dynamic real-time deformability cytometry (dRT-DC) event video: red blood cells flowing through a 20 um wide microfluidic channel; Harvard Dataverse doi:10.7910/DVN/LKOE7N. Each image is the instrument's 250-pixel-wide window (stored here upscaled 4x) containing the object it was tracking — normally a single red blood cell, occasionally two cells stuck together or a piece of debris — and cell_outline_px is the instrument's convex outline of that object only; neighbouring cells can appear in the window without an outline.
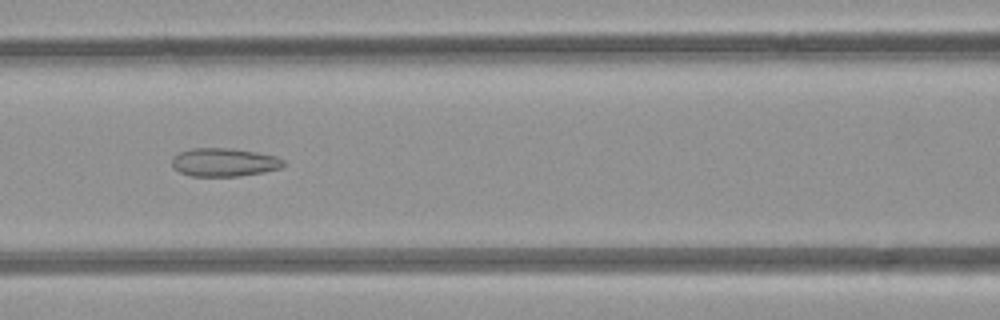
{"species": "common noctule bat (a hibernating species)", "species_latin": "Nyctalus noctula", "temperature_condition": "room temperature", "stored_images_in_passage": 6, "camera_frame_rate_fps": 3000, "um_per_image_px": 0.085, "animal": {"sex": "female", "body_mass_g": 21.9}, "frame": {"image": 1, "passage_image": 6, "time_ms": 5.667, "image_size_px": [1000, 320], "cell_outline_px": [[284, 164], [280, 168], [264, 172], [236, 176], [192, 176], [180, 172], [172, 168], [172, 156], [180, 152], [192, 148], [232, 148], [256, 152], [276, 156], [284, 160]], "centroid_in_image_um": [19.03, 13.79], "position_along_channel_um": 147.6, "area_um2": 18.44}}